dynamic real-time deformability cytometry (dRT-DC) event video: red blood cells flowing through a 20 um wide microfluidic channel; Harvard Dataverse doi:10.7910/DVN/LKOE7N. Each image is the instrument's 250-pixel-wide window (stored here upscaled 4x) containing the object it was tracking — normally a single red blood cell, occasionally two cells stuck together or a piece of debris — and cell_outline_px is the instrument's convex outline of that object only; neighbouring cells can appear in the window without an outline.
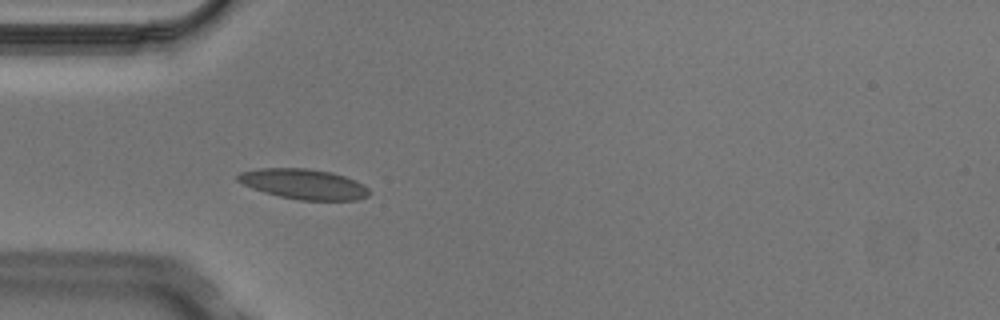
{"species": "Egyptian fruit bat (a non-hibernating species)", "species_latin": "Rousettus aegyptiacus", "temperature_condition": "cold", "stored_images_in_passage": 3, "camera_frame_rate_fps": 3000, "um_per_image_px": 0.085, "animal": {"sex": "male"}, "frame": {"image": 1, "passage_image": 3, "time_ms": 0.667, "image_size_px": [1000, 320], "cell_outline_px": [[372, 192], [368, 196], [356, 200], [300, 200], [280, 196], [264, 192], [252, 188], [236, 180], [236, 176], [240, 172], [260, 168], [308, 168], [332, 172], [356, 180], [364, 184]], "centroid_in_image_um": [25.85, 15.64], "position_along_channel_um": 59.2, "area_um2": 23.24}}